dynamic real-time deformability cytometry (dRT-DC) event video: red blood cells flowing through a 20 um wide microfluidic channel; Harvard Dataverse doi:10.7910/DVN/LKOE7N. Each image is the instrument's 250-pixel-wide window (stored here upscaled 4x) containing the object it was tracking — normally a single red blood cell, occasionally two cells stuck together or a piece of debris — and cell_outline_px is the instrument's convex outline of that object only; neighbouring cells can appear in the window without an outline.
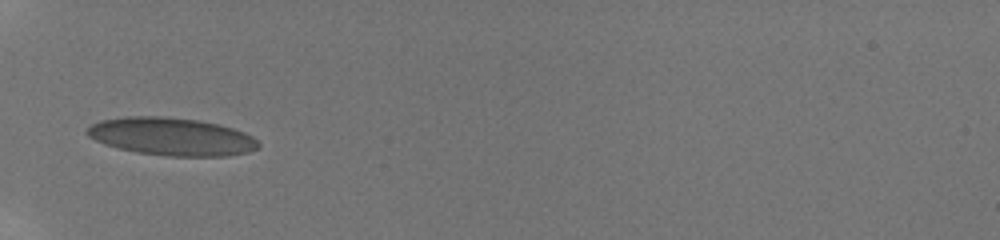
{"species": "human", "species_latin": "Homo sapiens", "temperature_condition": "room temperature", "stored_images_in_passage": 48, "camera_frame_rate_fps": 3000, "um_per_image_px": 0.085, "donor": {"sex": "male"}, "frame": {"image": 1, "passage_image": 1, "time_ms": 0.0, "image_size_px": [1000, 240], "cell_outline_px": [[260, 148], [248, 152], [228, 156], [168, 156], [136, 152], [104, 144], [88, 136], [84, 132], [92, 124], [100, 120], [124, 116], [164, 116], [200, 120], [220, 124], [244, 132], [252, 136], [260, 144]], "centroid_in_image_um": [14.59, 11.6], "position_along_channel_um": 70.4, "area_um2": 37.97}}
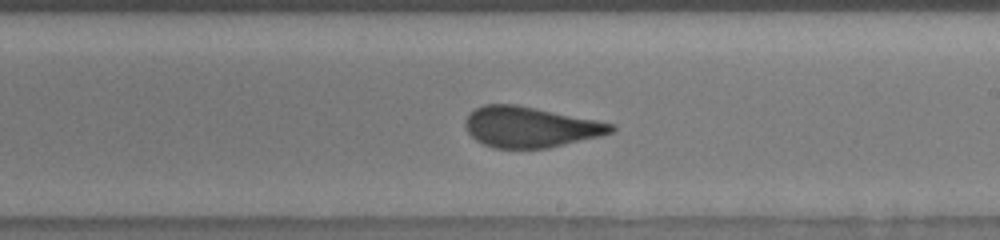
{"frame": {"image": 2, "passage_image": 32, "time_ms": 4.667, "image_size_px": [1000, 240], "cell_outline_px": [[616, 128], [612, 132], [600, 136], [548, 148], [492, 148], [476, 140], [468, 132], [464, 124], [464, 120], [476, 108], [484, 104], [516, 104], [616, 124]], "centroid_in_image_um": [45.07, 10.8], "position_along_channel_um": 243.9, "area_um2": 34.39}}
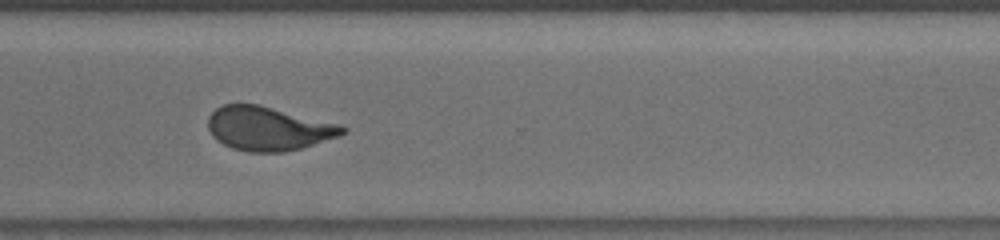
{"frame": {"image": 3, "passage_image": 47, "time_ms": 7.333, "image_size_px": [1000, 240], "cell_outline_px": [[348, 132], [340, 136], [300, 148], [284, 152], [248, 152], [232, 148], [216, 140], [212, 136], [208, 128], [208, 116], [216, 108], [224, 104], [260, 104], [340, 124], [348, 128]], "centroid_in_image_um": [22.82, 10.92], "position_along_channel_um": 347.8, "area_um2": 34.62}}